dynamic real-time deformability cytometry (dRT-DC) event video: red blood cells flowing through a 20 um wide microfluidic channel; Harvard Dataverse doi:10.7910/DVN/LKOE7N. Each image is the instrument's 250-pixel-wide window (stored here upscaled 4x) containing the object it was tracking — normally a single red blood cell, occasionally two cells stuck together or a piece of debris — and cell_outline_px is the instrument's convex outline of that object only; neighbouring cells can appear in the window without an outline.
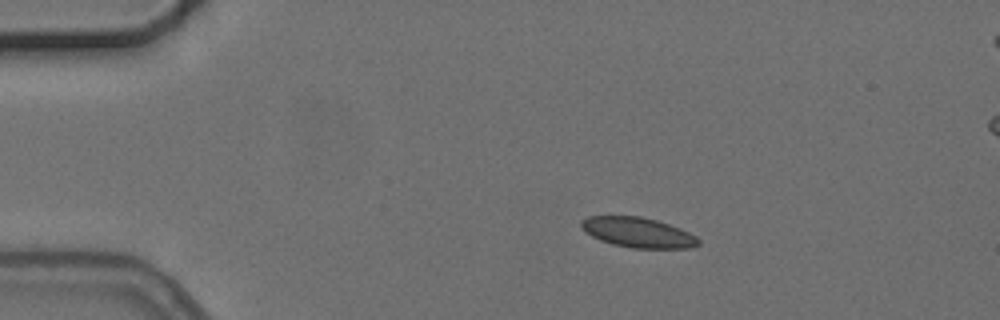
{"species": "common noctule bat (a hibernating species)", "species_latin": "Nyctalus noctula", "temperature_condition": "cold", "stored_images_in_passage": 4, "camera_frame_rate_fps": 3000, "um_per_image_px": 0.085, "animal": {"sex": "female", "body_mass_g": 24.6, "forearm_length_mm": 56.2}, "frame": {"image": 1, "passage_image": 1, "time_ms": 0.0, "image_size_px": [1000, 320], "cell_outline_px": [[700, 244], [692, 248], [632, 248], [612, 244], [600, 240], [584, 232], [580, 228], [580, 220], [588, 216], [640, 216], [656, 220], [680, 228], [696, 236], [700, 240]], "centroid_in_image_um": [54.2, 19.76], "position_along_channel_um": 30.8, "area_um2": 20.69}}
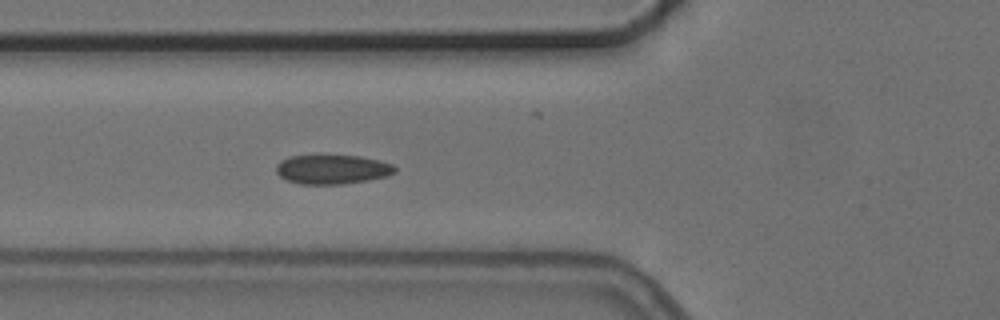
{"frame": {"image": 2, "passage_image": 4, "time_ms": 3.333, "image_size_px": [1000, 320], "cell_outline_px": [[396, 172], [388, 176], [368, 180], [344, 184], [300, 184], [288, 180], [280, 176], [276, 172], [276, 164], [280, 160], [288, 156], [320, 152], [360, 156], [380, 160], [392, 164], [396, 168]], "centroid_in_image_um": [28.21, 14.34], "position_along_channel_um": 97.6, "area_um2": 21.33}}